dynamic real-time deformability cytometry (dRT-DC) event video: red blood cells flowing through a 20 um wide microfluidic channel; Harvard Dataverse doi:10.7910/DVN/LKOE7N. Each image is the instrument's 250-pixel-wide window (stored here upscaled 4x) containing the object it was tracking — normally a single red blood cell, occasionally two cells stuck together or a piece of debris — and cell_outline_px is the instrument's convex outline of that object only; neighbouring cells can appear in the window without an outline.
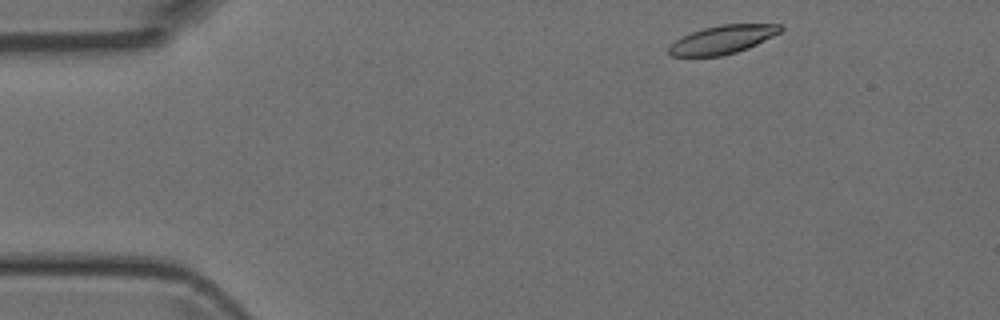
{"species": "Egyptian fruit bat (a non-hibernating species)", "species_latin": "Rousettus aegyptiacus", "temperature_condition": "room temperature", "stored_images_in_passage": 3, "camera_frame_rate_fps": 3000, "um_per_image_px": 0.085, "animal": {"sex": "female"}, "frame": {"image": 1, "passage_image": 1, "time_ms": 0.0, "image_size_px": [1000, 320], "cell_outline_px": [[784, 28], [780, 32], [748, 48], [736, 52], [720, 56], [668, 56], [668, 48], [676, 40], [692, 32], [704, 28], [720, 24], [780, 24]], "centroid_in_image_um": [61.41, 3.36], "position_along_channel_um": 23.6, "area_um2": 18.26}}